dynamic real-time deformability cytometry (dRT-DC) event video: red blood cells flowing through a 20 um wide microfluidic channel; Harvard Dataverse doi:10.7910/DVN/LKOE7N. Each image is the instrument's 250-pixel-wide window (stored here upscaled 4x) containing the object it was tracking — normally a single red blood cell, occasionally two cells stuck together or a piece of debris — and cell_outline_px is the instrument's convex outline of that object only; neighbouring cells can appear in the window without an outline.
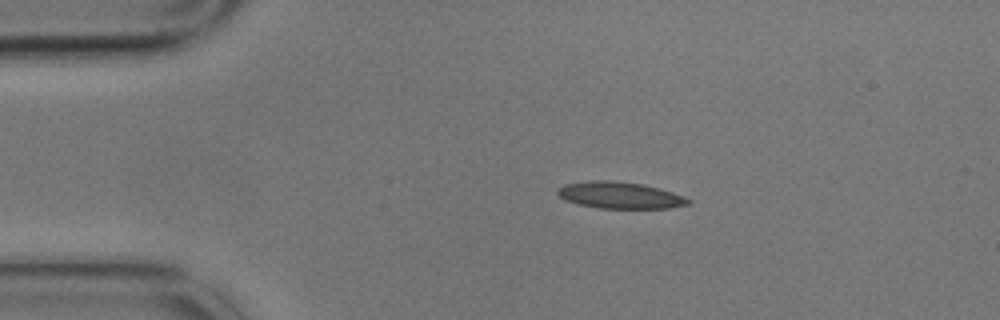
{"species": "common noctule bat (a hibernating species)", "species_latin": "Nyctalus noctula", "temperature_condition": "cold", "stored_images_in_passage": 3, "camera_frame_rate_fps": 3000, "um_per_image_px": 0.085, "animal": {"sex": "male", "body_mass_g": 17.9}, "frame": {"image": 1, "passage_image": 3, "time_ms": 0.667, "image_size_px": [1000, 320], "cell_outline_px": [[692, 200], [688, 204], [668, 208], [600, 208], [580, 204], [564, 200], [556, 192], [564, 184], [592, 180], [608, 180], [644, 184], [660, 188], [672, 192]], "centroid_in_image_um": [52.69, 16.59], "position_along_channel_um": 32.3, "area_um2": 20.11}}